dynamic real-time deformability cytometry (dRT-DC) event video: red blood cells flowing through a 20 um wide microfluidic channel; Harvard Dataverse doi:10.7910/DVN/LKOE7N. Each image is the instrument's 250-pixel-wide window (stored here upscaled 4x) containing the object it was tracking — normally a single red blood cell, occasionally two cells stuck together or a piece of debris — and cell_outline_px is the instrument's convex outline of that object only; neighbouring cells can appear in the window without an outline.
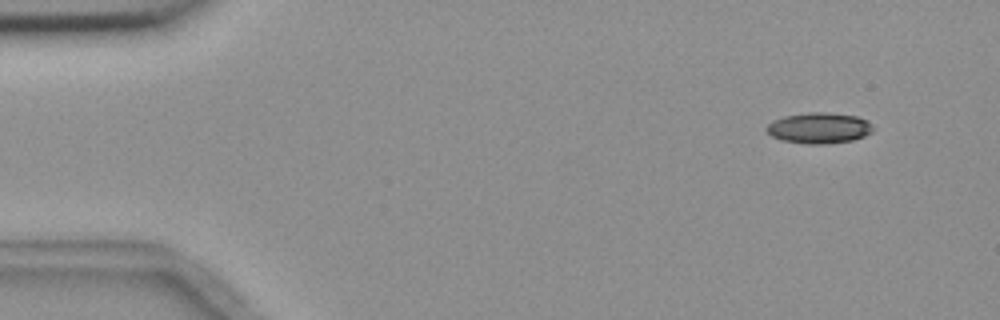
{"species": "common noctule bat (a hibernating species)", "species_latin": "Nyctalus noctula", "temperature_condition": "room temperature", "stored_images_in_passage": 5, "segment_of_instrument_passage": [1, 2], "camera_frame_rate_fps": 3000, "um_per_image_px": 0.085, "animal": {"sex": "female", "body_mass_g": 18.4}, "frame": {"image": 1, "passage_image": 1, "time_ms": 0.0, "image_size_px": [1000, 320], "cell_outline_px": [[872, 132], [864, 136], [852, 140], [824, 144], [808, 144], [780, 140], [772, 136], [764, 128], [772, 120], [784, 116], [808, 112], [828, 112], [856, 116], [872, 124]], "centroid_in_image_um": [69.58, 10.88], "position_along_channel_um": 15.4, "area_um2": 19.13}}
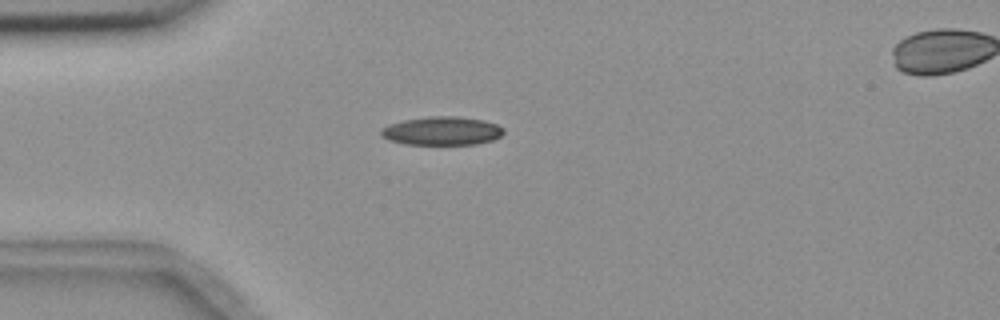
{"frame": {"image": 2, "passage_image": 4, "time_ms": 3.333, "image_size_px": [1000, 320], "cell_outline_px": [[504, 132], [500, 136], [492, 140], [476, 144], [404, 144], [388, 140], [380, 136], [380, 128], [388, 124], [404, 120], [428, 116], [460, 116], [484, 120], [496, 124], [504, 128]], "centroid_in_image_um": [37.53, 11.12], "position_along_channel_um": 47.5, "area_um2": 20.58}}